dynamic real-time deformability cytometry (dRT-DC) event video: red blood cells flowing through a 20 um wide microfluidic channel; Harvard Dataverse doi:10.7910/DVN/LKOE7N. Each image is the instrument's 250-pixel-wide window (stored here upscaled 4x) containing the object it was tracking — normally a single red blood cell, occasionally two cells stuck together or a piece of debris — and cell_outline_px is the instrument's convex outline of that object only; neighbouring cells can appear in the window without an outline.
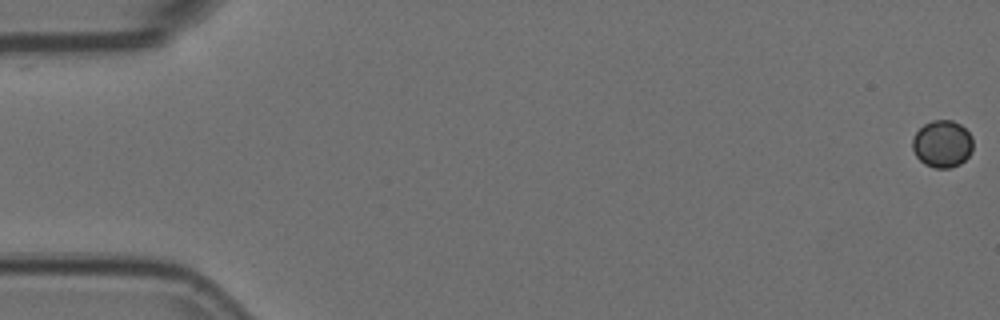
{"species": "Egyptian fruit bat (a non-hibernating species)", "species_latin": "Rousettus aegyptiacus", "temperature_condition": "room temperature", "stored_images_in_passage": 23, "camera_frame_rate_fps": 3000, "um_per_image_px": 0.085, "animal": {"sex": "female"}, "frame": {"image": 1, "passage_image": 1, "time_ms": 0.0, "image_size_px": [1000, 320], "cell_outline_px": [[972, 152], [960, 164], [952, 168], [936, 168], [924, 164], [916, 156], [912, 148], [912, 136], [924, 124], [932, 120], [952, 120], [960, 124], [972, 136]], "centroid_in_image_um": [80.08, 12.23], "position_along_channel_um": 4.9, "area_um2": 16.76}}
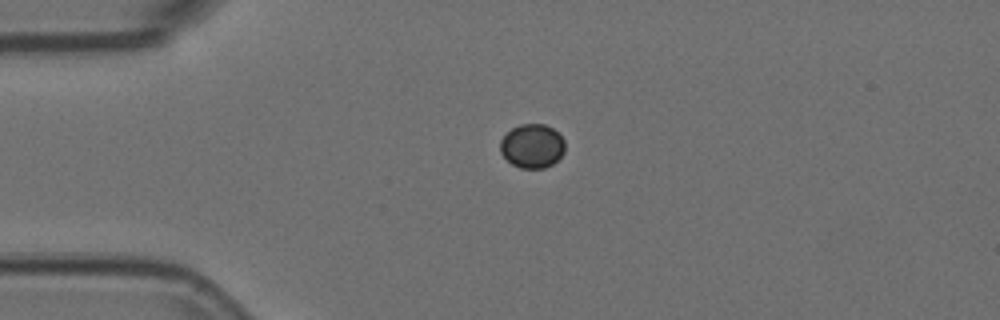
{"frame": {"image": 2, "passage_image": 14, "time_ms": 4.333, "image_size_px": [1000, 320], "cell_outline_px": [[564, 152], [552, 164], [544, 168], [520, 168], [512, 164], [500, 152], [500, 140], [512, 128], [520, 124], [544, 124], [552, 128], [564, 140]], "centroid_in_image_um": [45.22, 12.41], "position_along_channel_um": 39.8, "area_um2": 16.42}}